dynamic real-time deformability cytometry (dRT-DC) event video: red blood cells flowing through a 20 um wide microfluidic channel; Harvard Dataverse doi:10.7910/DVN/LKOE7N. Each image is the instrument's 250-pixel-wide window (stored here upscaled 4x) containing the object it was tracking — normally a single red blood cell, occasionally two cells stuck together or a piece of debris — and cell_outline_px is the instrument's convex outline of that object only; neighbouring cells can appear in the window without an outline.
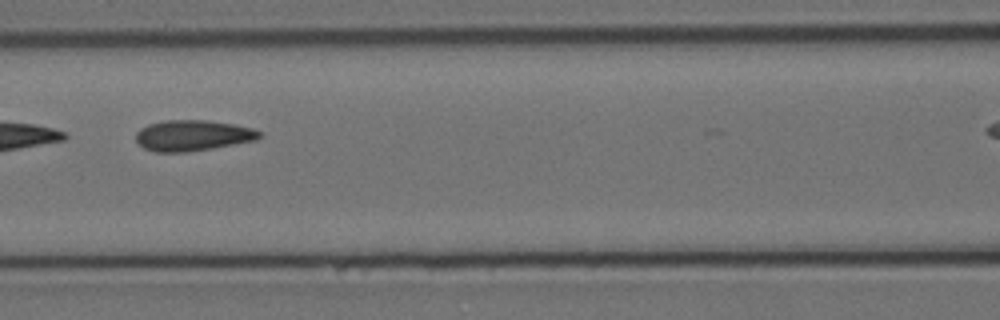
{"species": "Egyptian fruit bat (a non-hibernating species)", "species_latin": "Rousettus aegyptiacus", "temperature_condition": "cold", "stored_images_in_passage": 9, "camera_frame_rate_fps": 3000, "um_per_image_px": 0.085, "animal": {"sex": "female"}, "frame": {"image": 1, "passage_image": 3, "time_ms": 0.667, "image_size_px": [1000, 320], "cell_outline_px": [[264, 136], [256, 140], [212, 148], [188, 152], [156, 152], [144, 148], [136, 140], [136, 132], [140, 128], [148, 124], [164, 120], [204, 120], [232, 124], [252, 128], [264, 132]], "centroid_in_image_um": [16.4, 11.51], "position_along_channel_um": 150.2, "area_um2": 22.25}}
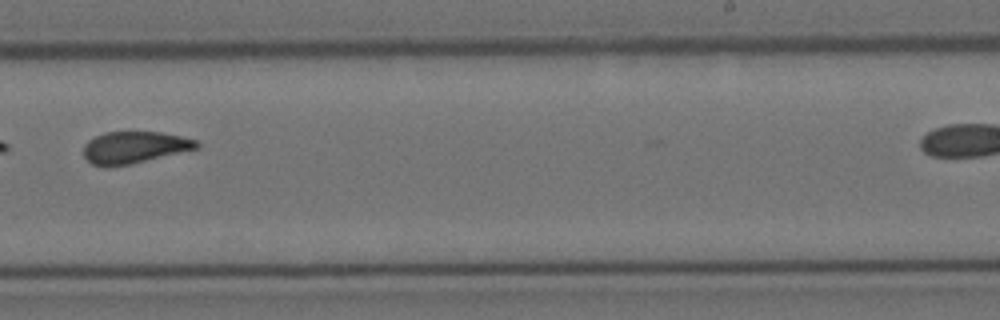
{"frame": {"image": 2, "passage_image": 6, "time_ms": 1.667, "image_size_px": [1000, 320], "cell_outline_px": [[200, 148], [132, 164], [108, 168], [104, 168], [92, 164], [84, 156], [84, 144], [88, 140], [104, 132], [160, 132], [180, 136], [196, 140], [200, 144]], "centroid_in_image_um": [11.41, 12.55], "position_along_channel_um": 277.6, "area_um2": 21.27}}
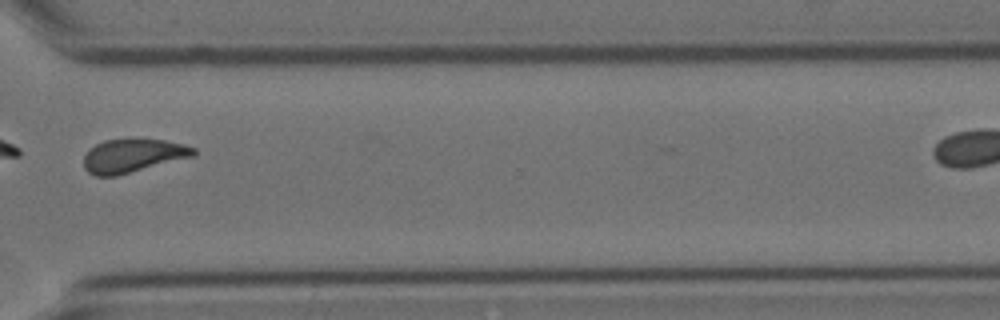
{"frame": {"image": 3, "passage_image": 8, "time_ms": 2.333, "image_size_px": [1000, 320], "cell_outline_px": [[196, 156], [116, 176], [96, 176], [88, 172], [84, 168], [84, 156], [88, 148], [104, 140], [164, 140], [184, 144], [196, 148]], "centroid_in_image_um": [11.3, 13.25], "position_along_channel_um": 359.3, "area_um2": 21.44}}